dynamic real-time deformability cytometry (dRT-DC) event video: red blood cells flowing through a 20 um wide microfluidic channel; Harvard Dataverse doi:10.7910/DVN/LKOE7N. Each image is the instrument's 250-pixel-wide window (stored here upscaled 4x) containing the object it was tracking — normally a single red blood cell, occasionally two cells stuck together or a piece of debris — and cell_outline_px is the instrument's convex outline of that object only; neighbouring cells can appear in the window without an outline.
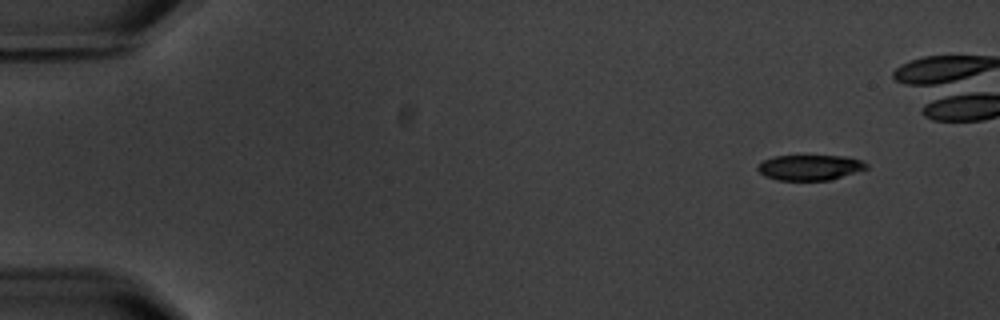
{"species": "common noctule bat (a hibernating species)", "species_latin": "Nyctalus noctula", "temperature_condition": "warm", "stored_images_in_passage": 7, "camera_frame_rate_fps": 3000, "um_per_image_px": 0.085, "animal": {"sex": "male", "body_mass_g": 20.1, "forearm_length_mm": 53.5}, "frame": {"image": 1, "passage_image": 1, "time_ms": 0.0, "image_size_px": [1000, 320], "cell_outline_px": [[868, 168], [828, 180], [776, 180], [764, 176], [756, 168], [756, 164], [772, 156], [848, 156], [864, 160], [868, 164]], "centroid_in_image_um": [68.82, 14.22], "position_along_channel_um": 16.2, "area_um2": 16.18}}
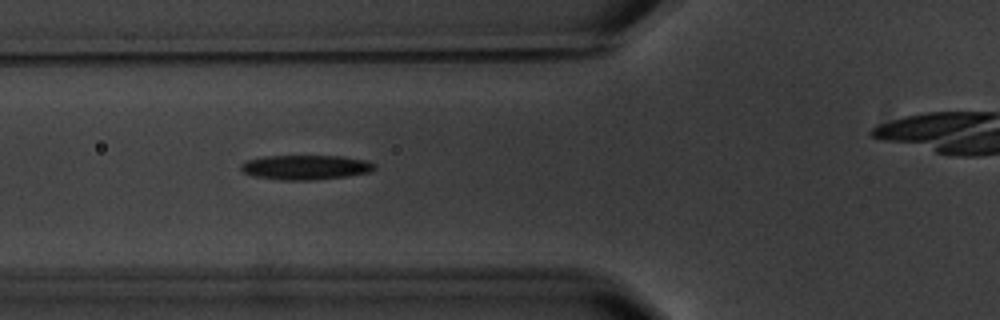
{"frame": {"image": 2, "passage_image": 6, "time_ms": 5.667, "image_size_px": [1000, 320], "cell_outline_px": [[376, 168], [368, 172], [348, 176], [312, 180], [284, 180], [252, 176], [244, 172], [240, 168], [240, 164], [244, 160], [260, 156], [344, 156], [364, 160], [376, 164]], "centroid_in_image_um": [25.93, 14.21], "position_along_channel_um": 99.9, "area_um2": 19.31}}